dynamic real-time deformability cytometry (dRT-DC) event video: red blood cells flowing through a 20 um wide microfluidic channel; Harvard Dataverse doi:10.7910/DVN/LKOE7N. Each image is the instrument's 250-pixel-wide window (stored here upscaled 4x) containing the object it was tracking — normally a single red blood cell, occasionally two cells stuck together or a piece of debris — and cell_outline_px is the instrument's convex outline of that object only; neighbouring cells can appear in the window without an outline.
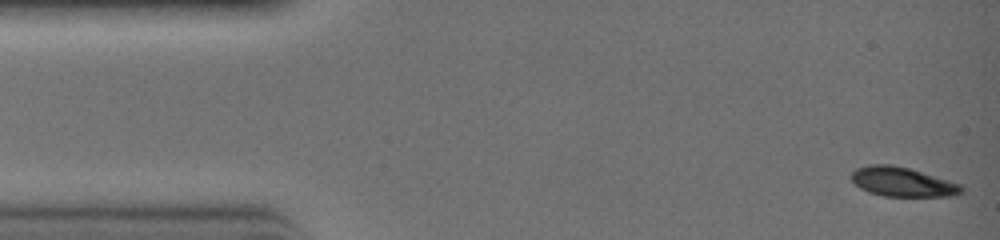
{"species": "common noctule bat (a hibernating species)", "species_latin": "Nyctalus noctula", "temperature_condition": "warm", "stored_images_in_passage": 31, "camera_frame_rate_fps": 3000, "um_per_image_px": 0.085, "animal": {"sex": "female", "body_mass_g": 19.0, "forearm_length_mm": 51.5}, "frame": {"image": 1, "passage_image": 1, "time_ms": 0.0, "image_size_px": [1000, 240], "cell_outline_px": [[964, 192], [948, 196], [884, 196], [868, 192], [860, 188], [852, 180], [852, 172], [856, 168], [868, 164], [892, 164], [908, 168], [960, 184], [964, 188]], "centroid_in_image_um": [76.68, 15.46], "position_along_channel_um": 8.3, "area_um2": 18.67}}
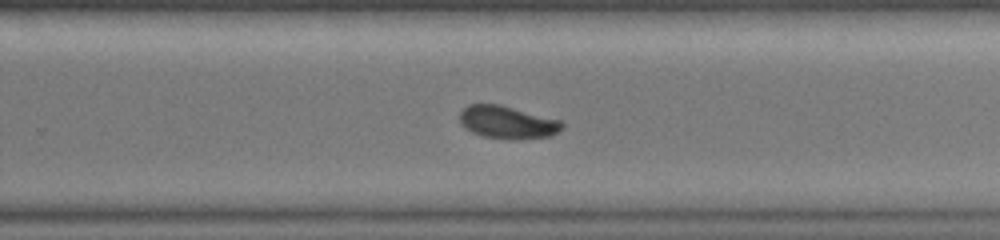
{"frame": {"image": 2, "passage_image": 20, "time_ms": 6.333, "image_size_px": [1000, 240], "cell_outline_px": [[564, 124], [552, 136], [484, 136], [472, 132], [460, 124], [460, 112], [468, 104], [500, 104], [564, 120]], "centroid_in_image_um": [43.12, 10.32], "position_along_channel_um": 286.7, "area_um2": 18.73}}
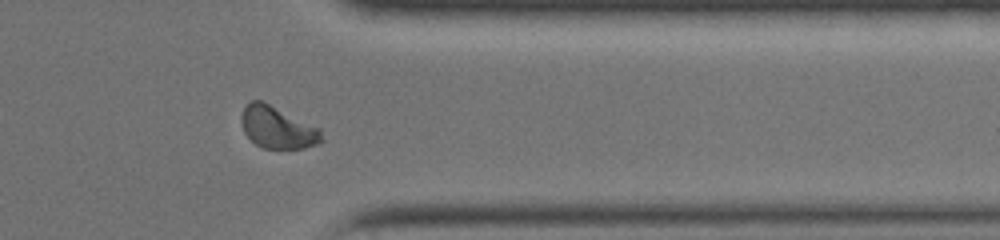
{"frame": {"image": 3, "passage_image": 25, "time_ms": 8.0, "image_size_px": [1000, 240], "cell_outline_px": [[324, 140], [320, 144], [304, 148], [260, 148], [244, 132], [240, 120], [240, 116], [244, 108], [252, 100], [264, 100], [320, 128]], "centroid_in_image_um": [23.61, 10.82], "position_along_channel_um": 387.8, "area_um2": 19.94}}